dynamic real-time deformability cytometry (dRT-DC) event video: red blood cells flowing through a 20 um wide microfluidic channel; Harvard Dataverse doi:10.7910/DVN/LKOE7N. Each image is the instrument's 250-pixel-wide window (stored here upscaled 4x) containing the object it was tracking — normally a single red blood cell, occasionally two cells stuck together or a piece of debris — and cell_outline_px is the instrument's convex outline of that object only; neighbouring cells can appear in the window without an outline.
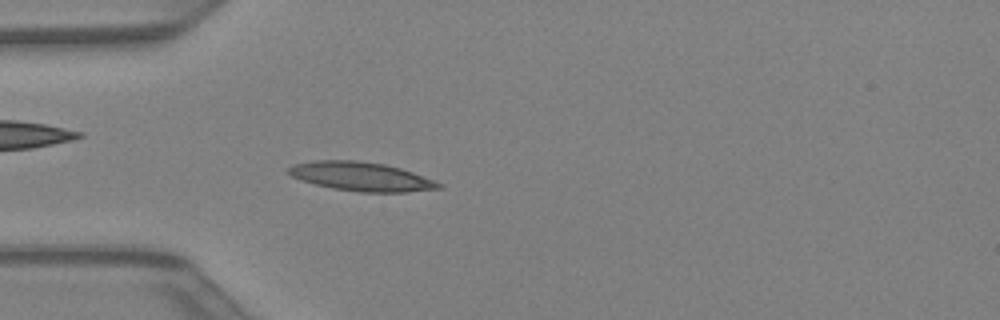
{"species": "Egyptian fruit bat (a non-hibernating species)", "species_latin": "Rousettus aegyptiacus", "temperature_condition": "warm", "stored_images_in_passage": 42, "camera_frame_rate_fps": 3000, "um_per_image_px": 0.085, "animal": {"sex": "female"}, "frame": {"image": 1, "passage_image": 12, "time_ms": 3.667, "image_size_px": [1000, 320], "cell_outline_px": [[444, 188], [408, 192], [360, 192], [332, 188], [300, 180], [284, 172], [292, 164], [316, 160], [356, 160], [384, 164], [400, 168], [436, 180], [444, 184]], "centroid_in_image_um": [30.72, 15.0], "position_along_channel_um": 54.3, "area_um2": 25.55}}
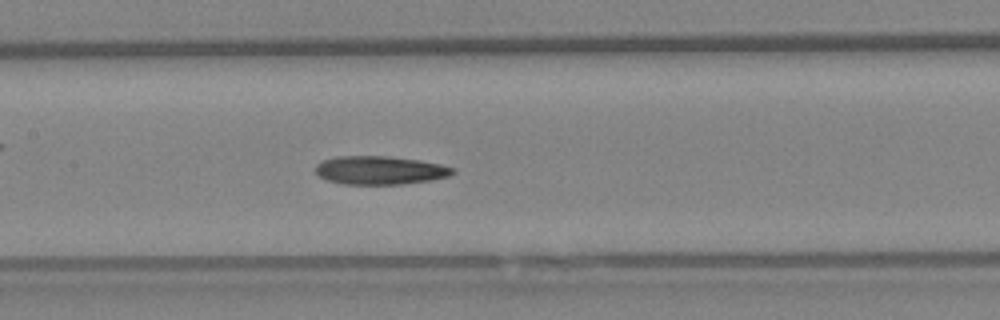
{"frame": {"image": 2, "passage_image": 20, "time_ms": 6.333, "image_size_px": [1000, 320], "cell_outline_px": [[456, 172], [448, 176], [432, 180], [400, 184], [340, 184], [324, 180], [316, 172], [316, 164], [324, 160], [336, 156], [388, 156], [420, 160], [440, 164], [456, 168]], "centroid_in_image_um": [32.3, 14.47], "position_along_channel_um": 175.1, "area_um2": 22.89}}
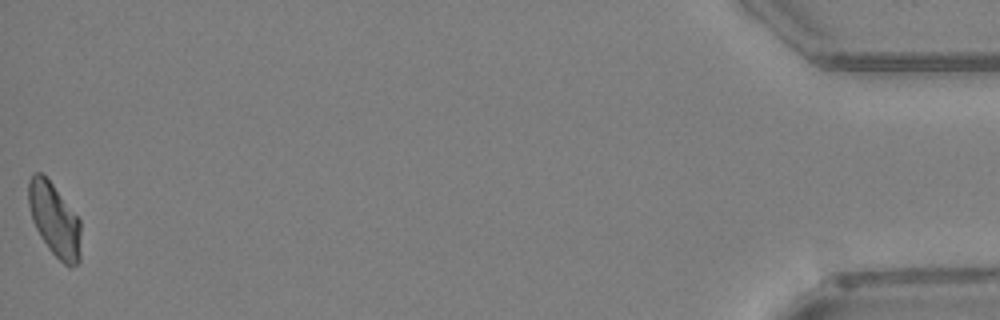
{"frame": {"image": 3, "passage_image": 42, "time_ms": 13.667, "image_size_px": [1000, 320], "cell_outline_px": [[80, 260], [72, 268], [68, 268], [48, 248], [40, 236], [32, 220], [28, 204], [28, 180], [36, 172], [44, 172], [80, 220]], "centroid_in_image_um": [4.62, 18.67], "position_along_channel_um": 430.6, "area_um2": 22.48}}